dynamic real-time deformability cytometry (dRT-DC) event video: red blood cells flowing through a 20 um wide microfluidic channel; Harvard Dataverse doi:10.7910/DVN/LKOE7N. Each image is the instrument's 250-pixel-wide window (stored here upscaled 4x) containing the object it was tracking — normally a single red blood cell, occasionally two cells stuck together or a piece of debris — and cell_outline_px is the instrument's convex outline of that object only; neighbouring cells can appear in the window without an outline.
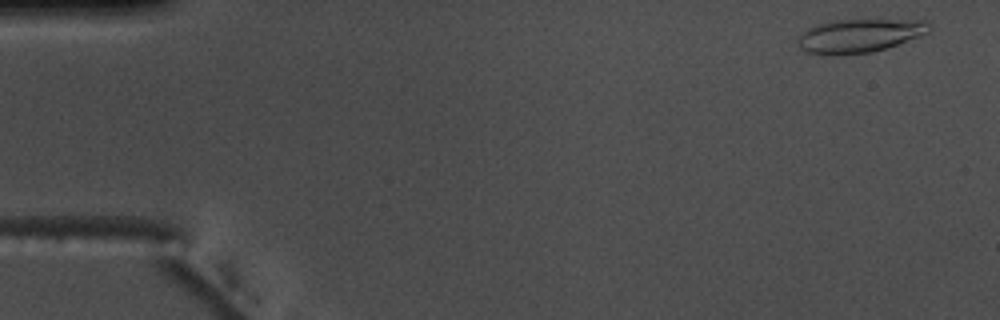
{"species": "common noctule bat (a hibernating species)", "species_latin": "Nyctalus noctula", "temperature_condition": "warm", "stored_images_in_passage": 54, "camera_frame_rate_fps": 3000, "um_per_image_px": 0.085, "animal": {"sex": "male", "body_mass_g": 17.5, "forearm_length_mm": 52.3}, "frame": {"image": 1, "passage_image": 3, "time_ms": 0.667, "image_size_px": [1000, 320], "cell_outline_px": [[932, 28], [928, 32], [920, 36], [872, 52], [832, 56], [804, 52], [800, 48], [796, 40], [796, 36], [808, 28], [820, 24], [836, 20], [928, 20]], "centroid_in_image_um": [73.01, 3.04], "position_along_channel_um": 12.0, "area_um2": 25.78}}
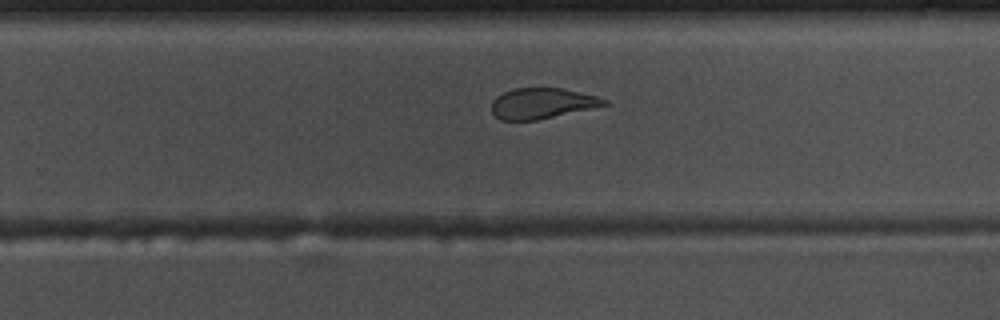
{"frame": {"image": 2, "passage_image": 35, "time_ms": 11.333, "image_size_px": [1000, 320], "cell_outline_px": [[608, 104], [592, 108], [536, 120], [500, 120], [492, 112], [492, 100], [496, 96], [512, 88], [560, 88], [596, 96], [608, 100]], "centroid_in_image_um": [46.03, 8.78], "position_along_channel_um": 283.8, "area_um2": 19.88}}
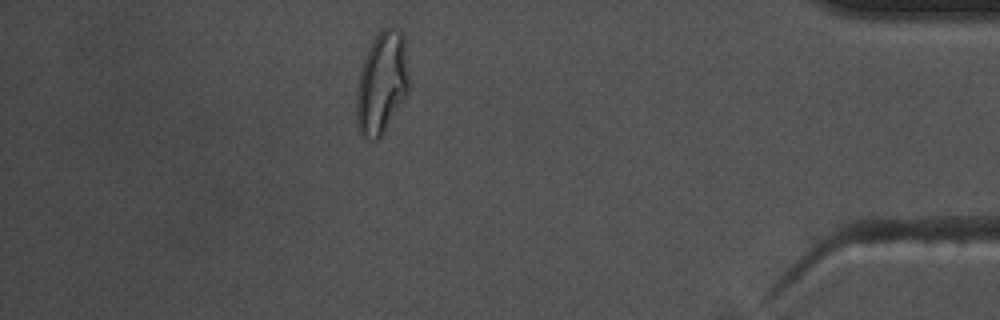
{"frame": {"image": 3, "passage_image": 48, "time_ms": 15.667, "image_size_px": [1000, 320], "cell_outline_px": [[408, 92], [380, 140], [372, 140], [360, 136], [356, 124], [356, 92], [360, 72], [364, 56], [372, 40], [384, 28], [400, 28], [404, 32], [408, 72]], "centroid_in_image_um": [32.44, 7.08], "position_along_channel_um": 402.8, "area_um2": 31.73}, "authors_computed_cell_mechanics": {"area_um2": 23.8136, "velocity_mm_per_s": 3.7342, "shape_relaxation_time_tau1_ms": null, "shape_relaxation_time_tau2_ms": 1.7943, "deformation_change_tau1": null, "deformation_change_tau2": 0.0844}}